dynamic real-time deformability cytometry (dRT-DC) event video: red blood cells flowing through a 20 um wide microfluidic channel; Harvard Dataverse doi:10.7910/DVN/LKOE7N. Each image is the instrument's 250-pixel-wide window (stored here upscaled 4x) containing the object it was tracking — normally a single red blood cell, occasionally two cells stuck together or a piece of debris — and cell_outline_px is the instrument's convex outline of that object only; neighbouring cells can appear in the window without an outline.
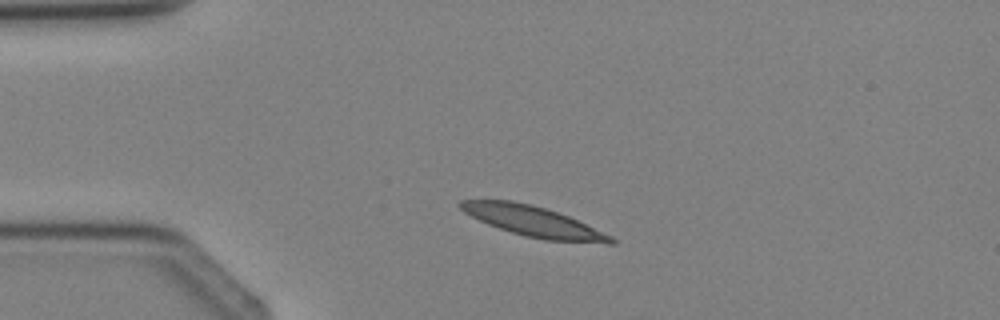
{"species": "Egyptian fruit bat (a non-hibernating species)", "species_latin": "Rousettus aegyptiacus", "temperature_condition": "cold", "stored_images_in_passage": 2, "camera_frame_rate_fps": 3000, "um_per_image_px": 0.085, "animal": {"sex": "female"}, "frame": {"image": 1, "passage_image": 2, "time_ms": 1.333, "image_size_px": [1000, 320], "cell_outline_px": [[616, 244], [608, 244], [544, 240], [524, 236], [488, 224], [464, 212], [456, 204], [460, 200], [512, 200], [544, 208], [568, 216], [612, 236], [616, 240]], "centroid_in_image_um": [45.35, 18.83], "position_along_channel_um": 39.7, "area_um2": 26.41}}